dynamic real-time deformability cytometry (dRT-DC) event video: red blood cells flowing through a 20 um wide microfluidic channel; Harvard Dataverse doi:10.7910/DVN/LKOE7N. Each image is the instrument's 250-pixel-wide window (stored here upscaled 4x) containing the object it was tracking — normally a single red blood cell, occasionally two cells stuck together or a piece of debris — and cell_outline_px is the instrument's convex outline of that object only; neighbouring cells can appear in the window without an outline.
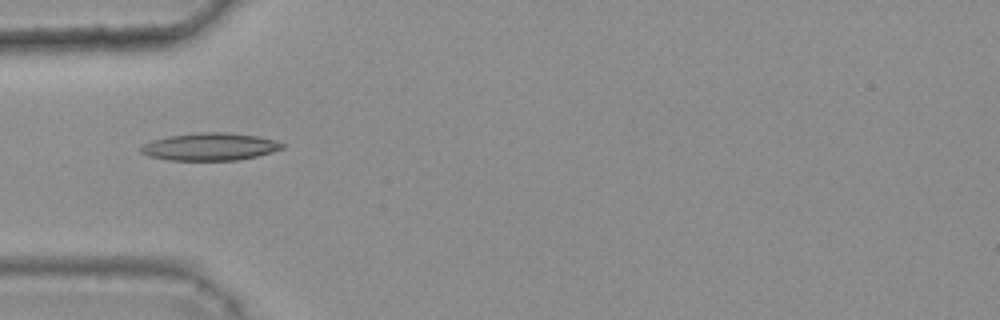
{"species": "common noctule bat (a hibernating species)", "species_latin": "Nyctalus noctula", "temperature_condition": "warm", "stored_images_in_passage": 30, "camera_frame_rate_fps": 3000, "um_per_image_px": 0.085, "animal": {"sex": "female", "body_mass_g": 25.1}, "frame": {"image": 1, "passage_image": 1, "time_ms": 0.0, "image_size_px": [1000, 320], "cell_outline_px": [[284, 148], [272, 152], [240, 160], [168, 160], [148, 156], [140, 152], [140, 148], [144, 144], [152, 140], [168, 136], [200, 132], [224, 132], [256, 136], [272, 140], [284, 144]], "centroid_in_image_um": [17.81, 12.47], "position_along_channel_um": 67.2, "area_um2": 22.54}, "authors_computed_cell_mechanics": {"area_um2": 19.941, "velocity_mm_per_s": 3.7199, "shape_relaxation_time_tau1_ms": null, "shape_relaxation_time_tau2_ms": 2.3684, "deformation_change_tau1": null, "deformation_change_tau2": 0.1023}}